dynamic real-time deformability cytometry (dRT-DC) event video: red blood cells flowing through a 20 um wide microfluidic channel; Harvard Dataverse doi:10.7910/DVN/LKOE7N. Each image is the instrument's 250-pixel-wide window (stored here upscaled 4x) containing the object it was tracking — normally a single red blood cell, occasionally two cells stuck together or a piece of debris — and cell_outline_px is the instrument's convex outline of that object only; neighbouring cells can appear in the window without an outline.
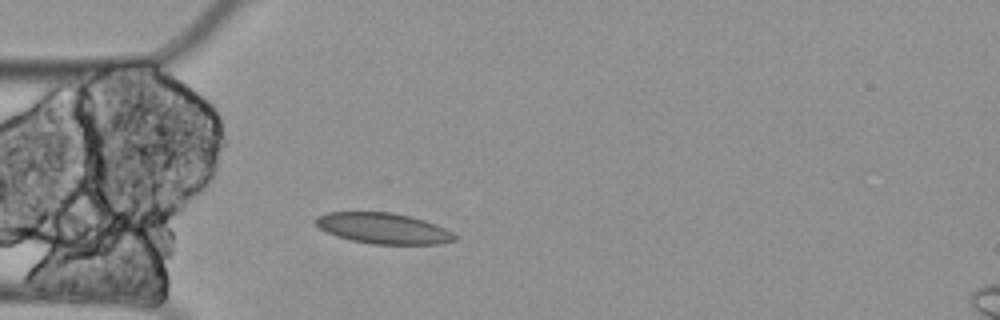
{"species": "Egyptian fruit bat (a non-hibernating species)", "species_latin": "Rousettus aegyptiacus", "temperature_condition": "cold", "stored_images_in_passage": 3, "camera_frame_rate_fps": 3000, "um_per_image_px": 0.085, "animal": {"sex": "female"}, "frame": {"image": 1, "passage_image": 3, "time_ms": 0.667, "image_size_px": [1000, 320], "cell_outline_px": [[456, 240], [440, 244], [372, 244], [352, 240], [336, 236], [320, 228], [316, 224], [316, 216], [328, 212], [392, 212], [424, 220], [436, 224], [452, 232], [456, 236]], "centroid_in_image_um": [32.59, 19.41], "position_along_channel_um": 52.4, "area_um2": 24.8}}